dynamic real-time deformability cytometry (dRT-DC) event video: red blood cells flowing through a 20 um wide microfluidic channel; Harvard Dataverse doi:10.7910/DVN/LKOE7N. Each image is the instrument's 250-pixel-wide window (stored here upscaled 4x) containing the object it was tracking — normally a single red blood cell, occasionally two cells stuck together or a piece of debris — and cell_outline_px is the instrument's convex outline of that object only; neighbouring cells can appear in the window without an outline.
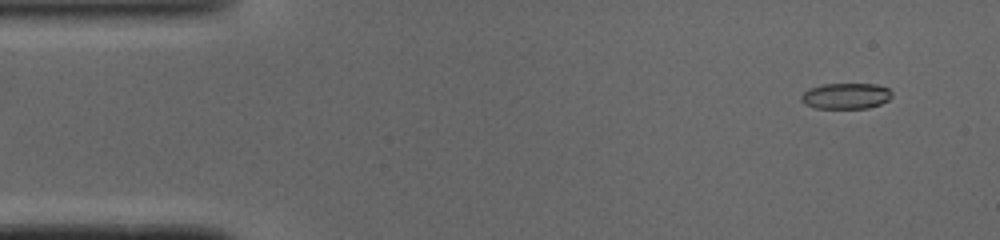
{"species": "common noctule bat (a hibernating species)", "species_latin": "Nyctalus noctula", "temperature_condition": "cold", "stored_images_in_passage": 6, "camera_frame_rate_fps": 3000, "um_per_image_px": 0.085, "animal": {"sex": "male", "body_mass_g": 19.0, "forearm_length_mm": 50.8}, "frame": {"image": 1, "passage_image": 1, "time_ms": 0.0, "image_size_px": [1000, 240], "cell_outline_px": [[892, 96], [888, 100], [880, 104], [868, 108], [816, 108], [804, 104], [800, 100], [800, 96], [808, 88], [824, 84], [876, 84], [888, 88], [892, 92]], "centroid_in_image_um": [71.89, 8.15], "position_along_channel_um": 13.1, "area_um2": 13.76}}